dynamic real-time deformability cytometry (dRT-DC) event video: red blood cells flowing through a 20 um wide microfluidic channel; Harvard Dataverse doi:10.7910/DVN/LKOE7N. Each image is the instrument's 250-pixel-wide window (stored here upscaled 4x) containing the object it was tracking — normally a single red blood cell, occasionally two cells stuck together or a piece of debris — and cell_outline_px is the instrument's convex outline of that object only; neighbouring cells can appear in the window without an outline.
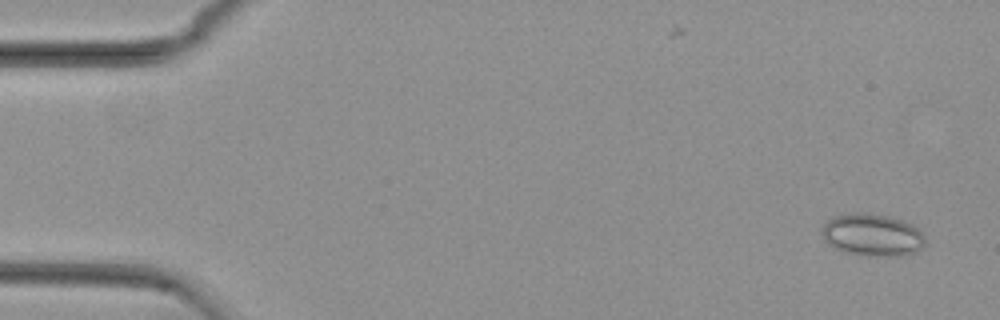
{"species": "common noctule bat (a hibernating species)", "species_latin": "Nyctalus noctula", "temperature_condition": "cold", "stored_images_in_passage": 53, "camera_frame_rate_fps": 3000, "um_per_image_px": 0.085, "animal": {"sex": "female", "body_mass_g": 29.2, "forearm_length_mm": 56.3}, "frame": {"image": 1, "passage_image": 1, "time_ms": 0.0, "image_size_px": [1000, 320], "cell_outline_px": [[924, 244], [916, 252], [900, 256], [868, 256], [844, 252], [828, 244], [824, 240], [820, 232], [820, 228], [828, 220], [836, 216], [860, 212], [864, 212], [888, 216], [912, 224], [924, 236]], "centroid_in_image_um": [74.11, 19.98], "position_along_channel_um": 10.9, "area_um2": 25.43}}
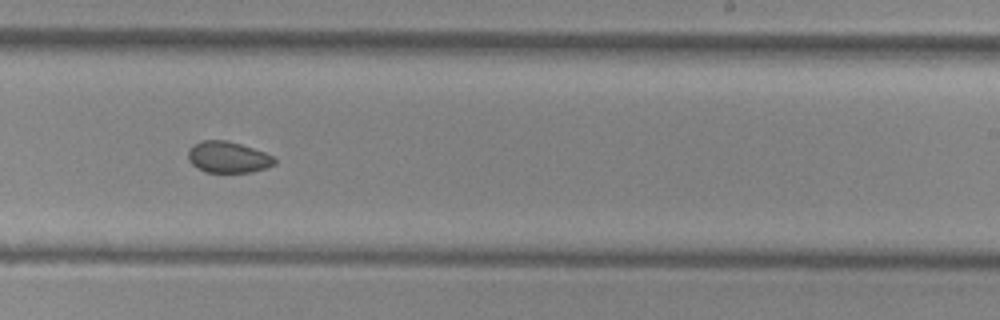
{"frame": {"image": 2, "passage_image": 32, "time_ms": 10.333, "image_size_px": [1000, 320], "cell_outline_px": [[276, 164], [268, 168], [252, 172], [204, 172], [196, 168], [188, 160], [188, 152], [192, 144], [200, 140], [228, 140], [264, 152], [272, 156], [276, 160]], "centroid_in_image_um": [19.36, 13.36], "position_along_channel_um": 269.6, "area_um2": 15.95}}
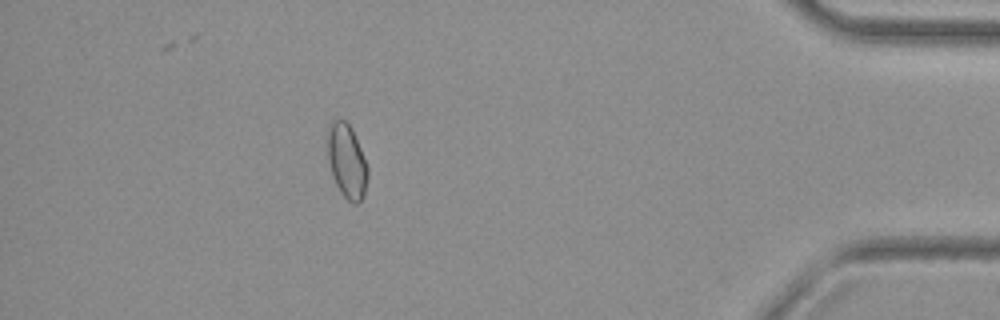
{"frame": {"image": 3, "passage_image": 47, "time_ms": 15.333, "image_size_px": [1000, 320], "cell_outline_px": [[368, 176], [364, 196], [356, 204], [352, 204], [340, 192], [332, 176], [328, 160], [328, 132], [332, 124], [336, 120], [344, 120], [352, 128], [368, 168]], "centroid_in_image_um": [29.49, 13.75], "position_along_channel_um": 405.7, "area_um2": 17.05}, "authors_computed_cell_mechanics": {"area_um2": 16.9932, "velocity_mm_per_s": 3.7628, "shape_relaxation_time_tau1_ms": null, "shape_relaxation_time_tau2_ms": 6.0841, "deformation_change_tau1": null, "deformation_change_tau2": 0.0695}}